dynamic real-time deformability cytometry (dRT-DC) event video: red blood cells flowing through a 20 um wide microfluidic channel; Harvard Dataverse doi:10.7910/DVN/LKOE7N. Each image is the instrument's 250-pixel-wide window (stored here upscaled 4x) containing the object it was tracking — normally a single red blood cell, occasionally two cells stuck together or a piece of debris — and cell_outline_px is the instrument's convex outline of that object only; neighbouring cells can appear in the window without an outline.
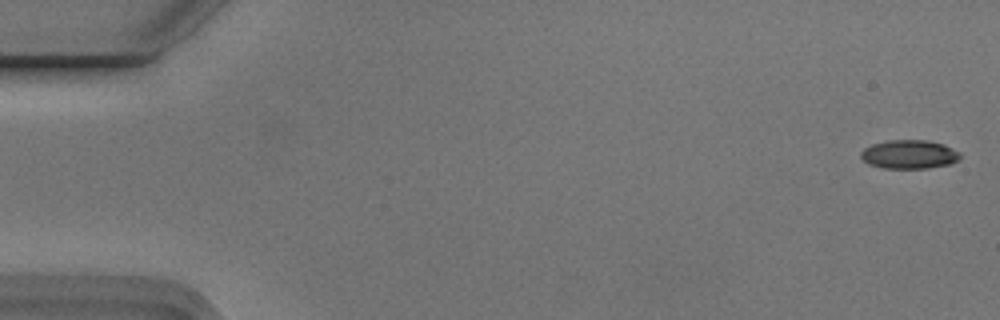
{"species": "Egyptian fruit bat (a non-hibernating species)", "species_latin": "Rousettus aegyptiacus", "temperature_condition": "cold", "stored_images_in_passage": 6, "segment_of_instrument_passage": [2, 2], "camera_frame_rate_fps": 3000, "um_per_image_px": 0.085, "animal": {"sex": "male"}, "frame": {"image": 1, "passage_image": 6, "time_ms": 1.667, "image_size_px": [1000, 320], "cell_outline_px": [[960, 156], [956, 160], [948, 164], [928, 168], [880, 168], [868, 164], [860, 156], [860, 152], [864, 148], [872, 144], [888, 140], [928, 140], [944, 144], [960, 152]], "centroid_in_image_um": [77.25, 13.11], "position_along_channel_um": 7.8, "area_um2": 16.65}}